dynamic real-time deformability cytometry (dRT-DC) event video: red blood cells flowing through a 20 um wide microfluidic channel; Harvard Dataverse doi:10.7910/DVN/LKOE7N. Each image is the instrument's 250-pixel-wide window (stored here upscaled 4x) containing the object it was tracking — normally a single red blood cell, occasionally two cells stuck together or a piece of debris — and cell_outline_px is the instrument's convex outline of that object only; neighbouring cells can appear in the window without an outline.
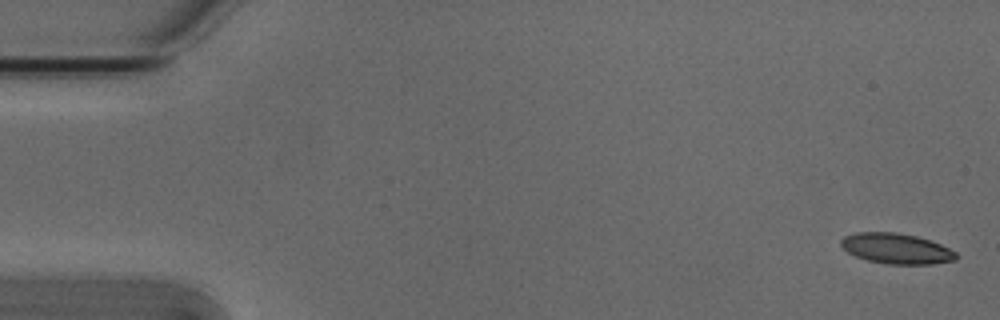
{"species": "Egyptian fruit bat (a non-hibernating species)", "species_latin": "Rousettus aegyptiacus", "temperature_condition": "cold", "stored_images_in_passage": 5, "camera_frame_rate_fps": 3000, "um_per_image_px": 0.085, "animal": {"sex": "male"}, "frame": {"image": 1, "passage_image": 1, "time_ms": 0.0, "image_size_px": [1000, 320], "cell_outline_px": [[960, 256], [956, 260], [932, 264], [888, 264], [868, 260], [856, 256], [848, 252], [840, 244], [840, 240], [844, 236], [856, 232], [896, 232], [916, 236], [940, 244], [956, 252]], "centroid_in_image_um": [76.2, 21.13], "position_along_channel_um": 8.8, "area_um2": 20.4}}
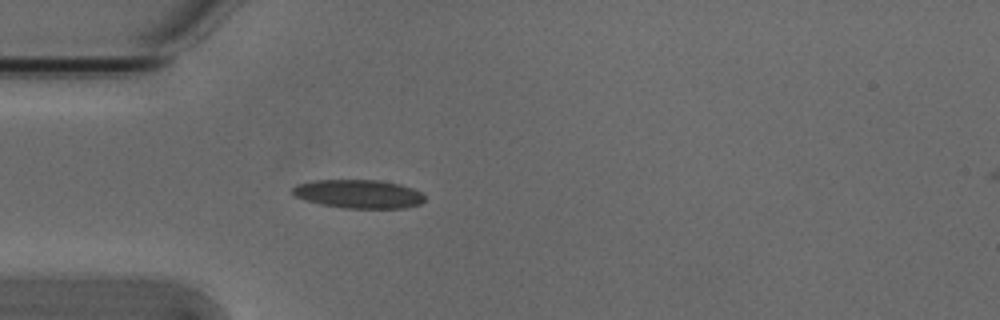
{"frame": {"image": 2, "passage_image": 5, "time_ms": 1.333, "image_size_px": [1000, 320], "cell_outline_px": [[424, 200], [420, 204], [404, 208], [344, 208], [320, 204], [304, 200], [292, 196], [292, 188], [296, 184], [316, 180], [380, 180], [400, 184], [412, 188], [420, 192], [424, 196]], "centroid_in_image_um": [30.44, 16.48], "position_along_channel_um": 54.6, "area_um2": 22.14}}